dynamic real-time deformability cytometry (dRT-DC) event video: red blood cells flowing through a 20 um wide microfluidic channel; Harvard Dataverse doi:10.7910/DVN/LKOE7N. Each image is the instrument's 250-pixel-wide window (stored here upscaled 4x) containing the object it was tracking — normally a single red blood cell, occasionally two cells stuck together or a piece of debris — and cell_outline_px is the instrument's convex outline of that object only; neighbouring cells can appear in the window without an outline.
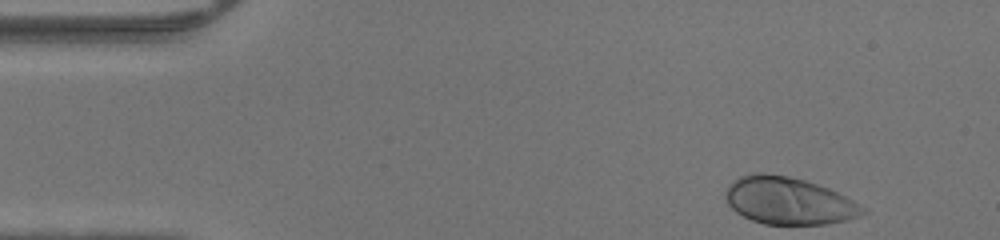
{"species": "human", "species_latin": "Homo sapiens", "temperature_condition": "warm", "stored_images_in_passage": 34, "camera_frame_rate_fps": 3000, "um_per_image_px": 0.085, "donor": {"sex": "male"}, "frame": {"image": 1, "passage_image": 1, "time_ms": 0.0, "image_size_px": [1000, 240], "cell_outline_px": [[868, 212], [860, 216], [848, 220], [828, 224], [764, 224], [752, 220], [736, 212], [728, 204], [724, 196], [728, 184], [732, 180], [740, 176], [752, 172], [764, 172], [788, 176], [804, 180], [828, 188], [868, 208]], "centroid_in_image_um": [67.03, 17.06], "position_along_channel_um": 18.0, "area_um2": 38.03}}
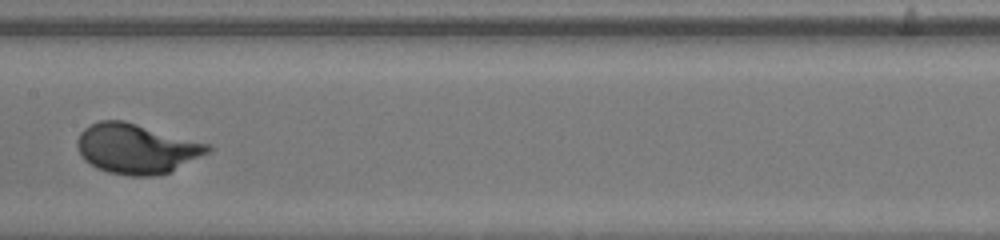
{"frame": {"image": 2, "passage_image": 20, "time_ms": 6.333, "image_size_px": [1000, 240], "cell_outline_px": [[212, 152], [168, 172], [152, 176], [128, 176], [108, 172], [96, 168], [84, 160], [76, 144], [76, 140], [80, 132], [84, 128], [100, 120], [124, 120], [212, 144]], "centroid_in_image_um": [11.63, 12.63], "position_along_channel_um": 195.8, "area_um2": 38.26}}
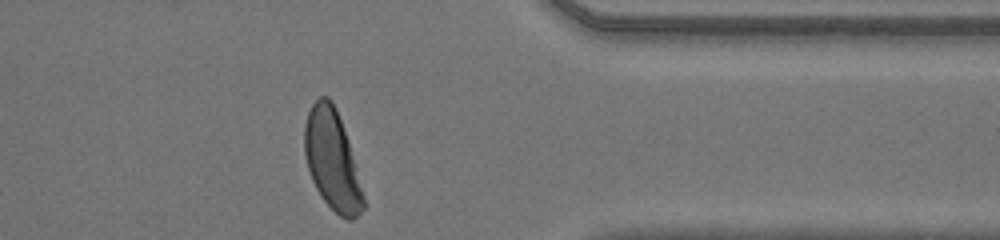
{"frame": {"image": 3, "passage_image": 34, "time_ms": 11.0, "image_size_px": [1000, 240], "cell_outline_px": [[364, 208], [352, 220], [348, 220], [340, 216], [320, 196], [312, 180], [308, 168], [304, 152], [304, 124], [308, 112], [312, 104], [320, 96], [328, 96], [332, 100], [336, 108], [348, 144], [364, 196]], "centroid_in_image_um": [28.2, 13.59], "position_along_channel_um": 383.2, "area_um2": 33.52}}